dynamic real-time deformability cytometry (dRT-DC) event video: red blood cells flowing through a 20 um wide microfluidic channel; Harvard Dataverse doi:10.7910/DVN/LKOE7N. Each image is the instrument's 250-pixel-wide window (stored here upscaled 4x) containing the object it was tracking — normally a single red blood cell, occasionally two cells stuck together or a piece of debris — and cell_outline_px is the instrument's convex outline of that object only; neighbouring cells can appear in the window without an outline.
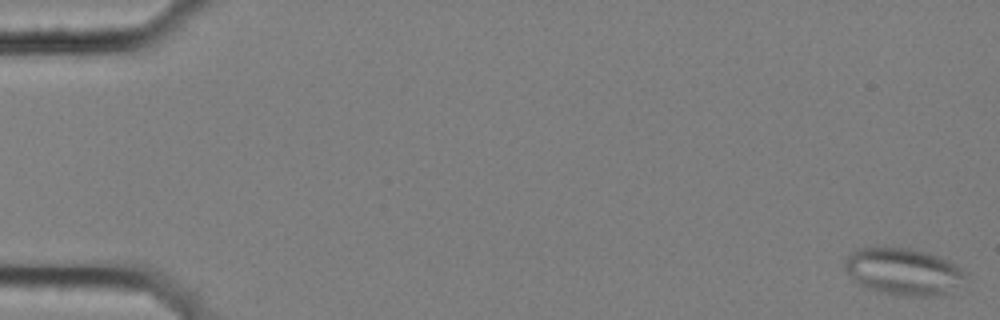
{"species": "common noctule bat (a hibernating species)", "species_latin": "Nyctalus noctula", "temperature_condition": "cold", "stored_images_in_passage": 5, "camera_frame_rate_fps": 3000, "um_per_image_px": 0.085, "animal": {"sex": "female", "body_mass_g": 25.1}, "frame": {"image": 1, "passage_image": 1, "time_ms": 0.0, "image_size_px": [1000, 320], "cell_outline_px": [[972, 280], [940, 296], [908, 296], [880, 292], [856, 284], [844, 268], [844, 260], [856, 248], [912, 248], [928, 252], [948, 260], [956, 264], [968, 272]], "centroid_in_image_um": [76.88, 23.09], "position_along_channel_um": 8.1, "area_um2": 33.76}}